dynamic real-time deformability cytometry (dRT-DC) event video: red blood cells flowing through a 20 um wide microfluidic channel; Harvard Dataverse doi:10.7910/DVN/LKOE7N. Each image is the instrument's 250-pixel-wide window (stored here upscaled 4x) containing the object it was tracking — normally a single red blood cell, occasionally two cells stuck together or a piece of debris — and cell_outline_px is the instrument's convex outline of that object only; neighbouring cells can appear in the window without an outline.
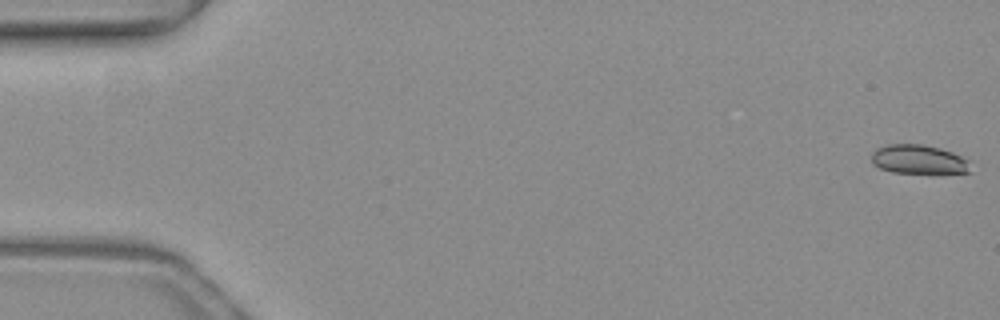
{"species": "common noctule bat (a hibernating species)", "species_latin": "Nyctalus noctula", "temperature_condition": "warm", "stored_images_in_passage": 18, "camera_frame_rate_fps": 3000, "um_per_image_px": 0.085, "animal": {"sex": "female", "body_mass_g": 19.3, "forearm_length_mm": 54.1}, "frame": {"image": 1, "passage_image": 1, "time_ms": 0.0, "image_size_px": [1000, 320], "cell_outline_px": [[972, 172], [936, 176], [932, 176], [892, 172], [880, 168], [872, 164], [872, 152], [876, 148], [888, 144], [920, 144], [940, 148], [952, 152], [968, 160]], "centroid_in_image_um": [78.13, 13.62], "position_along_channel_um": 6.9, "area_um2": 17.74}}
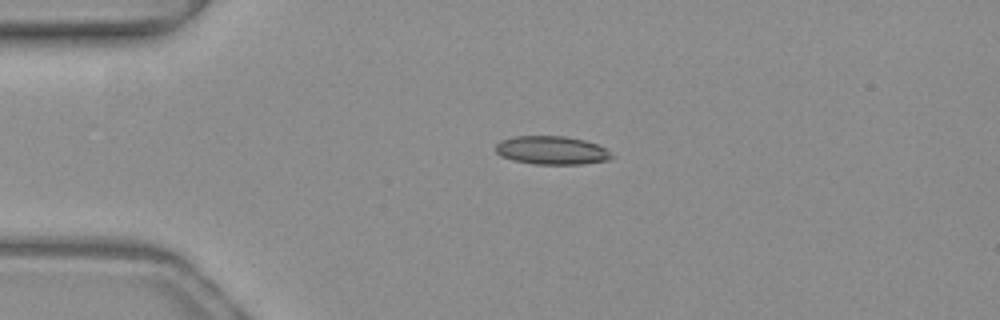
{"frame": {"image": 2, "passage_image": 12, "time_ms": 3.667, "image_size_px": [1000, 320], "cell_outline_px": [[612, 156], [608, 160], [580, 164], [532, 164], [512, 160], [500, 156], [496, 152], [496, 144], [500, 140], [516, 136], [564, 136], [584, 140], [596, 144], [612, 152]], "centroid_in_image_um": [46.86, 12.78], "position_along_channel_um": 38.1, "area_um2": 19.19}}
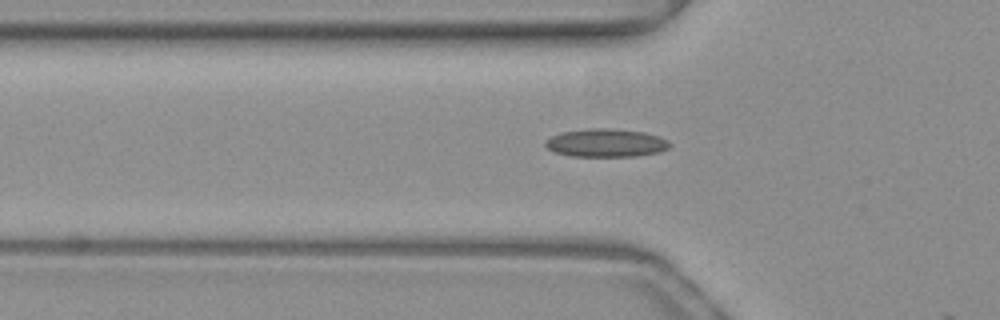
{"frame": {"image": 3, "passage_image": 17, "time_ms": 5.333, "image_size_px": [1000, 320], "cell_outline_px": [[672, 144], [668, 148], [660, 152], [636, 156], [572, 156], [552, 152], [544, 144], [544, 140], [560, 132], [588, 128], [608, 128], [644, 132], [660, 136], [668, 140]], "centroid_in_image_um": [51.5, 12.14], "position_along_channel_um": 74.3, "area_um2": 20.63}}